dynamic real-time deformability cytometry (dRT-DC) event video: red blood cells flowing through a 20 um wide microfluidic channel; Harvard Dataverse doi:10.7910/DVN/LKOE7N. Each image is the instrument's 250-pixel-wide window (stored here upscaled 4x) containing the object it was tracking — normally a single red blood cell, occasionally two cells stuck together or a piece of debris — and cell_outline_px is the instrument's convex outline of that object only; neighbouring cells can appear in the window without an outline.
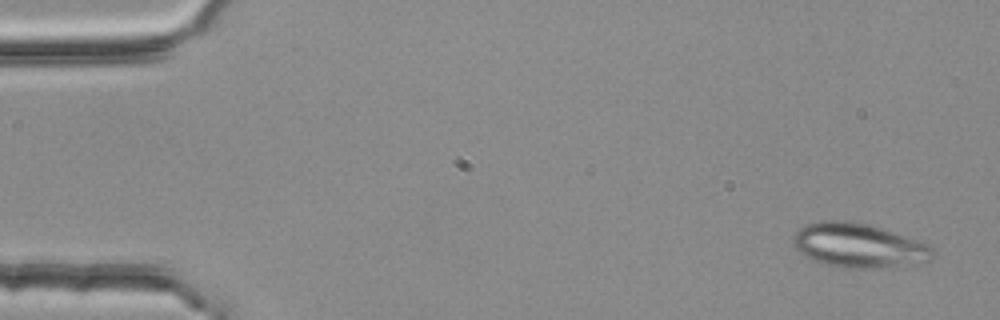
{"species": "common noctule bat (a hibernating species)", "species_latin": "Nyctalus noctula", "temperature_condition": "room temperature", "stored_images_in_passage": 4, "segment_of_instrument_passage": [1, 2], "camera_frame_rate_fps": 3000, "um_per_image_px": 0.085, "animal": {"sex": "female", "body_mass_g": 25.1}, "frame": {"image": 1, "passage_image": 1, "time_ms": 0.0, "image_size_px": [1000, 320], "cell_outline_px": [[936, 256], [928, 260], [900, 264], [864, 268], [844, 268], [812, 260], [804, 256], [796, 248], [792, 240], [792, 236], [800, 228], [808, 224], [820, 220], [848, 220], [868, 224], [928, 244], [936, 252]], "centroid_in_image_um": [72.92, 20.84], "position_along_channel_um": 12.1, "area_um2": 35.32}}